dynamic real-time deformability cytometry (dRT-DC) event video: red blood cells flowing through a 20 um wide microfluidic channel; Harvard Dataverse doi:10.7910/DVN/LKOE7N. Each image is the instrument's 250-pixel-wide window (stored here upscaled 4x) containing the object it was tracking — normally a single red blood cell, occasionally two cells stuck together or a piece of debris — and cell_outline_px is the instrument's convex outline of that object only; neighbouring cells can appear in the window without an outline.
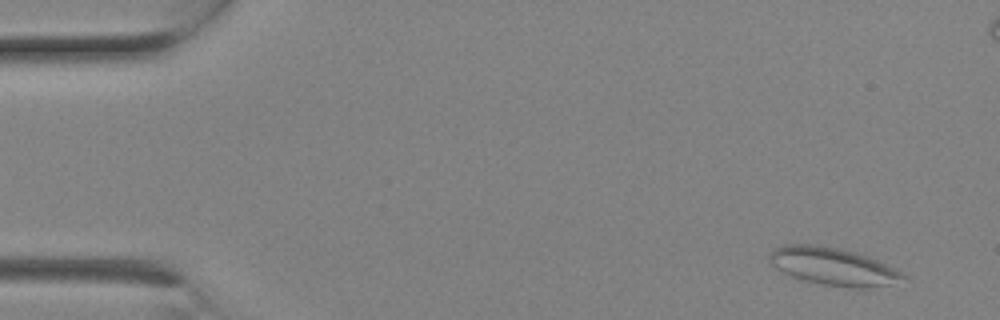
{"species": "Egyptian fruit bat (a non-hibernating species)", "species_latin": "Rousettus aegyptiacus", "temperature_condition": "room temperature", "stored_images_in_passage": 3, "camera_frame_rate_fps": 3000, "um_per_image_px": 0.085, "animal": {"sex": "female"}, "frame": {"image": 1, "passage_image": 1, "time_ms": 0.0, "image_size_px": [1000, 320], "cell_outline_px": [[908, 276], [888, 284], [872, 288], [848, 288], [824, 284], [804, 280], [792, 276], [776, 268], [768, 260], [768, 256], [776, 248], [784, 244], [816, 244], [840, 248], [856, 252], [876, 260]], "centroid_in_image_um": [70.77, 22.63], "position_along_channel_um": 14.2, "area_um2": 28.9}}